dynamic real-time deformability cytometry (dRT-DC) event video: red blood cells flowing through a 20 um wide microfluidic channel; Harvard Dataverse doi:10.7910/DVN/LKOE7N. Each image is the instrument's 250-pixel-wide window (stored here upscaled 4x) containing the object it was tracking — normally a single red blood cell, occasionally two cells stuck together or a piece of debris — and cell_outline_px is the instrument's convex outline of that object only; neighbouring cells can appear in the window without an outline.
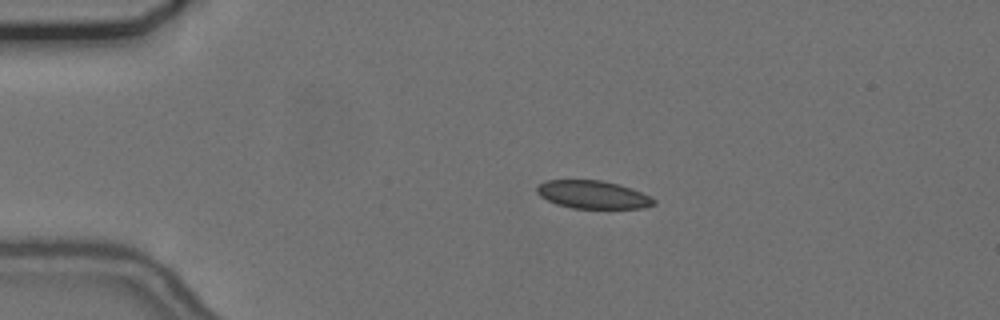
{"species": "common noctule bat (a hibernating species)", "species_latin": "Nyctalus noctula", "temperature_condition": "cold", "stored_images_in_passage": 8, "camera_frame_rate_fps": 3000, "um_per_image_px": 0.085, "animal": {"sex": "female", "body_mass_g": 24.6, "forearm_length_mm": 56.2}, "frame": {"image": 1, "passage_image": 1, "time_ms": 0.0, "image_size_px": [1000, 320], "cell_outline_px": [[656, 204], [644, 208], [572, 208], [556, 204], [540, 196], [536, 192], [536, 188], [540, 184], [548, 180], [600, 180], [620, 184], [632, 188], [656, 200]], "centroid_in_image_um": [50.4, 16.54], "position_along_channel_um": 34.6, "area_um2": 19.02}}